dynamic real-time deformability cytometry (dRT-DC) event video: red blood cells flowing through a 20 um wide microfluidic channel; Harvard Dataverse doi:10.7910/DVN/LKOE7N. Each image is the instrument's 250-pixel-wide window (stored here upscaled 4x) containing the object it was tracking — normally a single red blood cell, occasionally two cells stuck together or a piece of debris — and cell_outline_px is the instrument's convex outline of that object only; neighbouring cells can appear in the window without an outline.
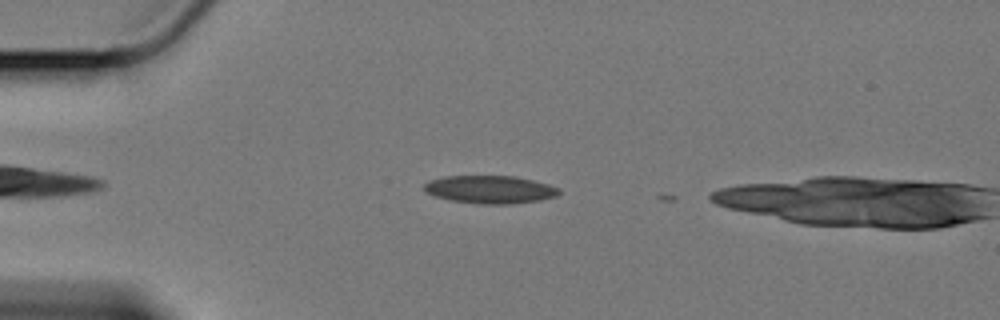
{"species": "Egyptian fruit bat (a non-hibernating species)", "species_latin": "Rousettus aegyptiacus", "temperature_condition": "cold", "stored_images_in_passage": 4, "camera_frame_rate_fps": 3000, "um_per_image_px": 0.085, "animal": {"sex": "female"}, "frame": {"image": 1, "passage_image": 3, "time_ms": 0.667, "image_size_px": [1000, 320], "cell_outline_px": [[560, 192], [556, 196], [540, 200], [508, 204], [484, 204], [452, 200], [436, 196], [424, 192], [424, 184], [432, 180], [444, 176], [516, 176], [548, 184], [560, 188]], "centroid_in_image_um": [41.67, 16.1], "position_along_channel_um": 43.3, "area_um2": 21.73}}